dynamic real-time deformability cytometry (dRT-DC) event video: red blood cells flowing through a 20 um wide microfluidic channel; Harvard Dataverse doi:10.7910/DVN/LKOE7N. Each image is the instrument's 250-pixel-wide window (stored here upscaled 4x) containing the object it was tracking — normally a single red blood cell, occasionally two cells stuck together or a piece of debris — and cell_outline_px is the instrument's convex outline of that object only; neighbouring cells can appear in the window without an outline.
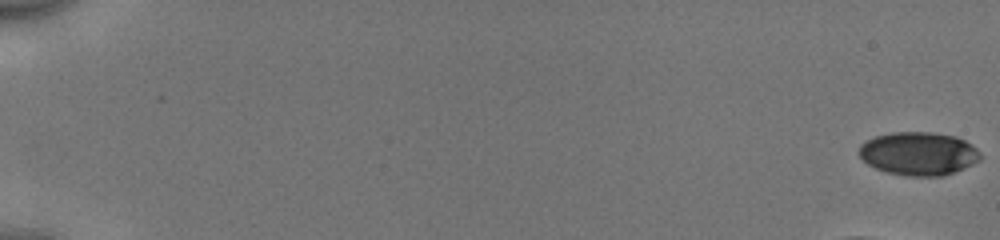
{"species": "human", "species_latin": "Homo sapiens", "temperature_condition": "cold", "stored_images_in_passage": 47, "segment_of_instrument_passage": [1, 2], "camera_frame_rate_fps": 3000, "um_per_image_px": 0.085, "donor": {"sex": "male"}, "frame": {"image": 1, "passage_image": 1, "time_ms": 0.0, "image_size_px": [1000, 240], "cell_outline_px": [[980, 160], [964, 168], [940, 176], [908, 176], [888, 172], [876, 168], [868, 164], [860, 156], [860, 144], [876, 136], [892, 132], [932, 132], [956, 136], [972, 144], [980, 152]], "centroid_in_image_um": [78.1, 13.04], "position_along_channel_um": 6.9, "area_um2": 30.4}}